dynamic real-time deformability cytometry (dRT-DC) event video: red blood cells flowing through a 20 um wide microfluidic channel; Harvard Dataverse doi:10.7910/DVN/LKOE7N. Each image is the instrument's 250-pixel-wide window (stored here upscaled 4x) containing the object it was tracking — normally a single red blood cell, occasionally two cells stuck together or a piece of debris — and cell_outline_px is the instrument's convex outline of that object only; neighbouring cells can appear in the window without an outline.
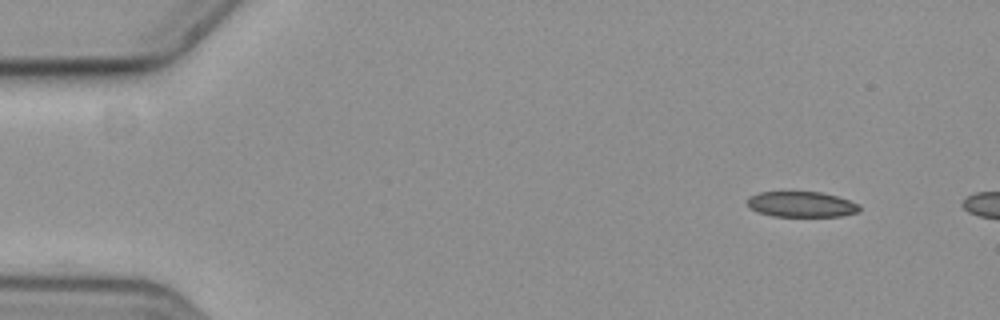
{"species": "common noctule bat (a hibernating species)", "species_latin": "Nyctalus noctula", "temperature_condition": "cold", "stored_images_in_passage": 6, "camera_frame_rate_fps": 3000, "um_per_image_px": 0.085, "animal": {"sex": "female", "body_mass_g": 19.3, "forearm_length_mm": 54.1}, "frame": {"image": 1, "passage_image": 1, "time_ms": 0.0, "image_size_px": [1000, 320], "cell_outline_px": [[860, 212], [844, 216], [772, 216], [760, 212], [752, 208], [748, 204], [748, 196], [760, 192], [820, 192], [836, 196], [860, 204]], "centroid_in_image_um": [68.17, 17.37], "position_along_channel_um": 16.8, "area_um2": 16.59}}